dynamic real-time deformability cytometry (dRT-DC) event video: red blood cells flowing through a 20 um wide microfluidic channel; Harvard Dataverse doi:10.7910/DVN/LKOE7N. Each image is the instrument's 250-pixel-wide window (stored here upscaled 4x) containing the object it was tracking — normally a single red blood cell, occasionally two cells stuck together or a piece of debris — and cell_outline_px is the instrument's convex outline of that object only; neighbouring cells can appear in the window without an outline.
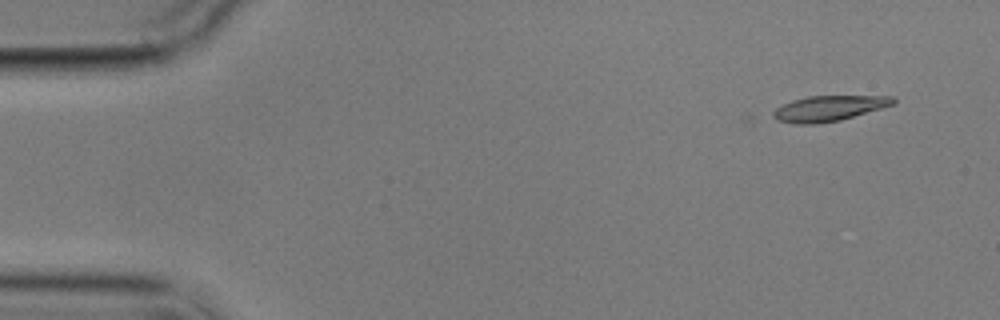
{"species": "common noctule bat (a hibernating species)", "species_latin": "Nyctalus noctula", "temperature_condition": "cold", "stored_images_in_passage": 3, "camera_frame_rate_fps": 3000, "um_per_image_px": 0.085, "animal": {"sex": "male", "body_mass_g": 17.9}, "frame": {"image": 1, "passage_image": 1, "time_ms": 0.0, "image_size_px": [1000, 320], "cell_outline_px": [[896, 104], [840, 120], [816, 124], [792, 124], [776, 120], [768, 116], [776, 108], [792, 100], [808, 96], [896, 96]], "centroid_in_image_um": [70.42, 9.22], "position_along_channel_um": 14.6, "area_um2": 18.03}}
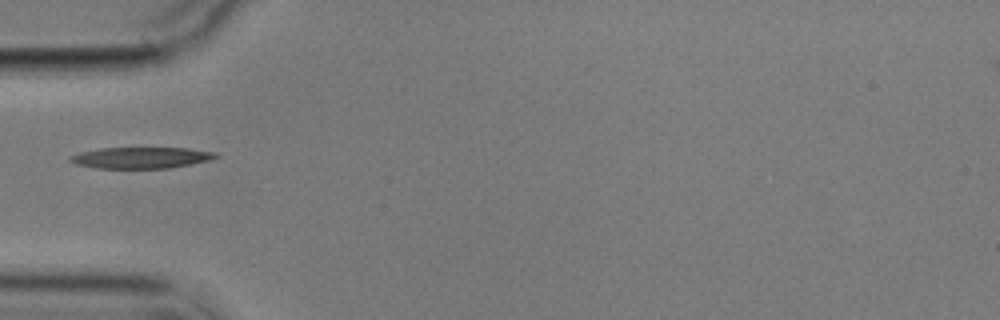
{"frame": {"image": 2, "passage_image": 3, "time_ms": 4.667, "image_size_px": [1000, 320], "cell_outline_px": [[220, 156], [212, 160], [168, 168], [96, 168], [76, 164], [68, 160], [68, 156], [80, 152], [100, 148], [188, 148], [216, 152]], "centroid_in_image_um": [12.0, 13.4], "position_along_channel_um": 73.0, "area_um2": 18.09}}